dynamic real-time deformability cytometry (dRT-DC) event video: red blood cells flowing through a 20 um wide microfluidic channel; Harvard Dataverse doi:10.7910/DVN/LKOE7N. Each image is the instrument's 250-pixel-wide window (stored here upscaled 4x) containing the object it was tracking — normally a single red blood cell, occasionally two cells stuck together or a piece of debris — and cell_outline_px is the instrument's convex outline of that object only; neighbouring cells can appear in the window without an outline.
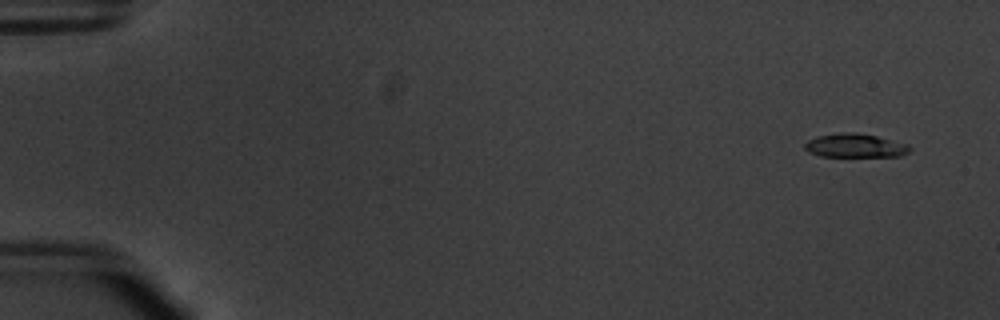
{"species": "common noctule bat (a hibernating species)", "species_latin": "Nyctalus noctula", "temperature_condition": "warm", "stored_images_in_passage": 52, "camera_frame_rate_fps": 3000, "um_per_image_px": 0.085, "animal": {"sex": "male", "body_mass_g": 20.1, "forearm_length_mm": 53.5}, "frame": {"image": 1, "passage_image": 1, "time_ms": 0.0, "image_size_px": [1000, 320], "cell_outline_px": [[912, 148], [908, 152], [900, 156], [820, 156], [808, 152], [804, 148], [804, 144], [808, 140], [816, 136], [840, 132], [856, 132], [876, 136], [908, 144]], "centroid_in_image_um": [72.66, 12.37], "position_along_channel_um": 12.3, "area_um2": 14.57}}
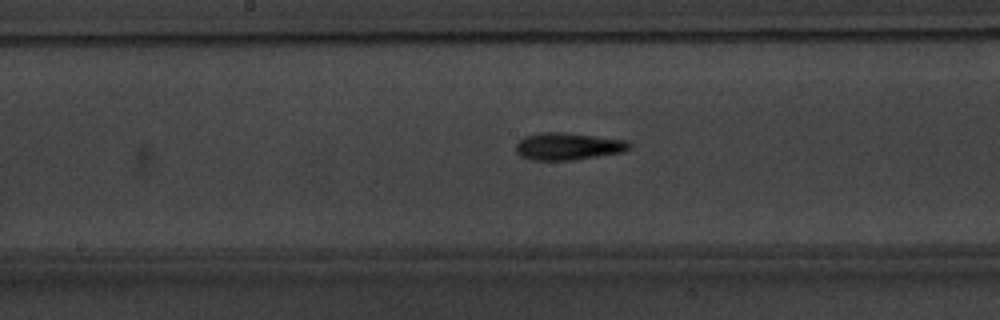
{"frame": {"image": 2, "passage_image": 27, "time_ms": 8.667, "image_size_px": [1000, 320], "cell_outline_px": [[632, 148], [624, 152], [572, 160], [532, 160], [520, 156], [516, 152], [516, 144], [524, 136], [540, 132], [564, 132], [628, 140], [632, 144]], "centroid_in_image_um": [48.31, 12.43], "position_along_channel_um": 199.9, "area_um2": 18.21}}
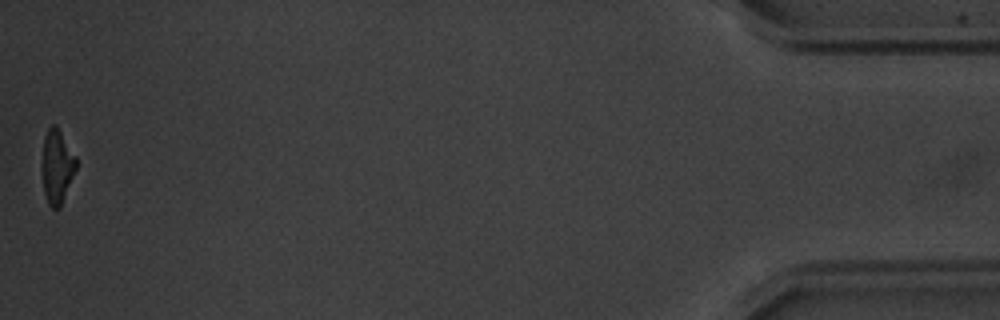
{"frame": {"image": 3, "passage_image": 52, "time_ms": 17.0, "image_size_px": [1000, 320], "cell_outline_px": [[76, 168], [60, 208], [52, 208], [48, 204], [44, 192], [40, 164], [44, 136], [48, 128], [52, 124], [56, 124], [76, 156]], "centroid_in_image_um": [4.81, 14.13], "position_along_channel_um": 430.4, "area_um2": 14.97}, "authors_computed_cell_mechanics": {"area_um2": 15.8661, "velocity_mm_per_s": 3.808, "shape_relaxation_time_tau1_ms": 3.0429, "shape_relaxation_time_tau2_ms": 11.0539, "deformation_change_tau1": 0.1819, "deformation_change_tau2": 0.2507}}